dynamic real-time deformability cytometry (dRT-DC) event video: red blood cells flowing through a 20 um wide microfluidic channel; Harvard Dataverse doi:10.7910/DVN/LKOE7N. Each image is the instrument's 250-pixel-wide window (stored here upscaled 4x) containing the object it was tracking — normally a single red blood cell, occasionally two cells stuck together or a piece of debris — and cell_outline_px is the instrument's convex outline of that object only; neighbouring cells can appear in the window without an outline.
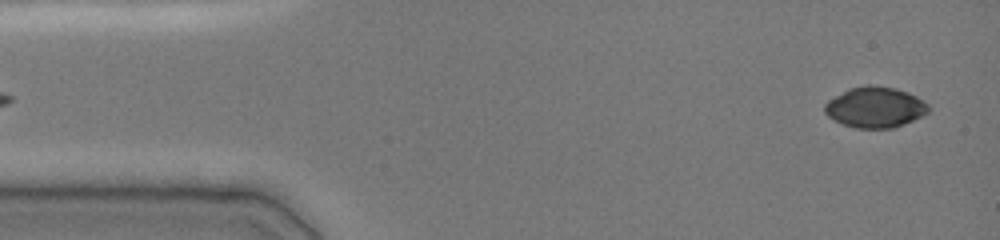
{"species": "common noctule bat (a hibernating species)", "species_latin": "Nyctalus noctula", "temperature_condition": "cold", "stored_images_in_passage": 48, "camera_frame_rate_fps": 3000, "um_per_image_px": 0.085, "animal": {"sex": "female", "body_mass_g": 19.0, "forearm_length_mm": 51.5}, "frame": {"image": 1, "passage_image": 2, "time_ms": 0.333, "image_size_px": [1000, 240], "cell_outline_px": [[928, 112], [904, 124], [892, 128], [856, 128], [844, 124], [828, 116], [824, 112], [824, 104], [828, 100], [848, 88], [864, 84], [872, 84], [896, 88], [908, 92], [916, 96], [928, 104]], "centroid_in_image_um": [74.36, 9.09], "position_along_channel_um": 10.6, "area_um2": 24.62}}
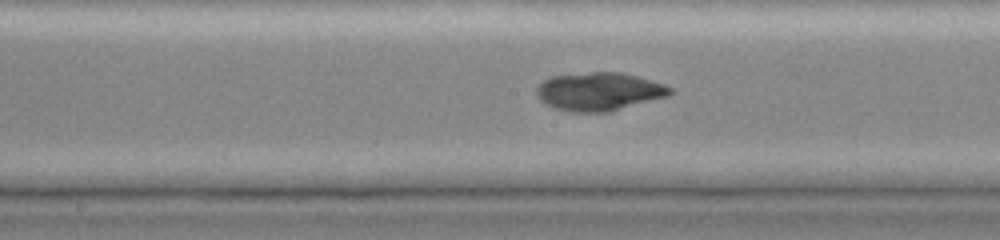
{"frame": {"image": 2, "passage_image": 24, "time_ms": 7.667, "image_size_px": [1000, 240], "cell_outline_px": [[676, 92], [668, 96], [612, 112], [572, 112], [556, 108], [540, 100], [536, 96], [536, 88], [548, 76], [592, 72], [620, 72], [636, 76], [664, 84], [672, 88]], "centroid_in_image_um": [50.95, 7.78], "position_along_channel_um": 197.3, "area_um2": 29.94}}
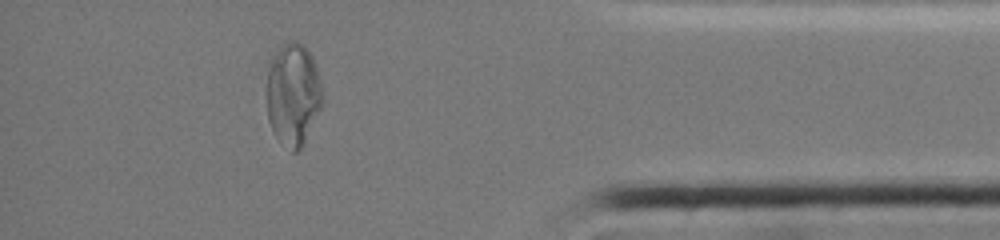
{"frame": {"image": 3, "passage_image": 42, "time_ms": 13.667, "image_size_px": [1000, 240], "cell_outline_px": [[324, 100], [304, 144], [296, 152], [292, 152], [272, 132], [268, 120], [268, 60], [288, 40], [296, 40], [312, 56], [320, 80], [324, 96]], "centroid_in_image_um": [24.92, 8.02], "position_along_channel_um": 410.3, "area_um2": 33.18}}